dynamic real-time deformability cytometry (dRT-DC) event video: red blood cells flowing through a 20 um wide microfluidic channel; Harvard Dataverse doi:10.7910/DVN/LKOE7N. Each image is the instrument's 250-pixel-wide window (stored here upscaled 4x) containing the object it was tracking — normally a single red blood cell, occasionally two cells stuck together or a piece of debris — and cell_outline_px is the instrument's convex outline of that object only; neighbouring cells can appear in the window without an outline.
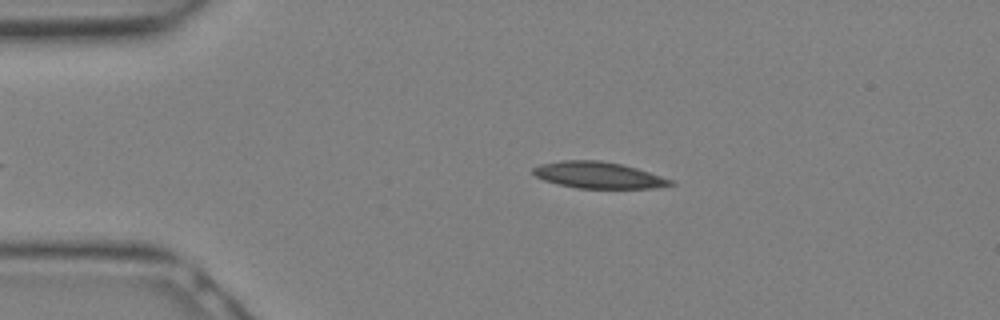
{"species": "Egyptian fruit bat (a non-hibernating species)", "species_latin": "Rousettus aegyptiacus", "temperature_condition": "warm", "stored_images_in_passage": 10, "camera_frame_rate_fps": 3000, "um_per_image_px": 0.085, "animal": {"sex": "female"}, "frame": {"image": 1, "passage_image": 2, "time_ms": 0.333, "image_size_px": [1000, 320], "cell_outline_px": [[676, 184], [656, 188], [576, 188], [544, 180], [536, 176], [532, 172], [532, 168], [540, 164], [564, 160], [600, 160], [620, 164], [636, 168], [672, 180]], "centroid_in_image_um": [50.85, 14.88], "position_along_channel_um": 34.1, "area_um2": 20.98}}
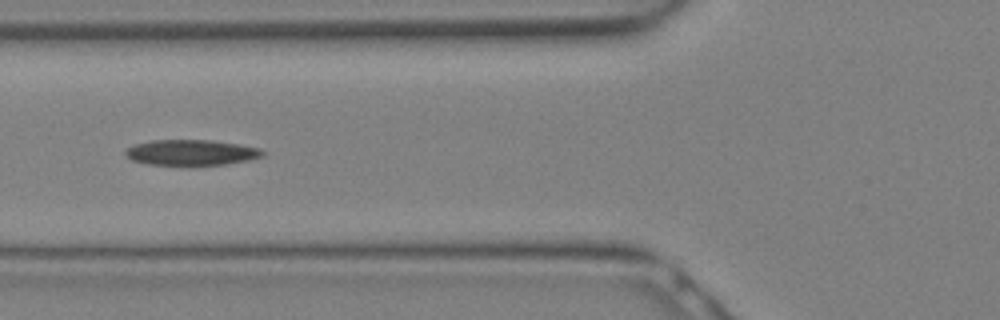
{"frame": {"image": 2, "passage_image": 7, "time_ms": 2.0, "image_size_px": [1000, 320], "cell_outline_px": [[268, 152], [264, 156], [248, 160], [224, 164], [188, 168], [148, 164], [132, 160], [124, 156], [124, 152], [132, 144], [152, 140], [212, 140], [240, 144], [260, 148]], "centroid_in_image_um": [16.25, 13.0], "position_along_channel_um": 109.5, "area_um2": 21.56}}
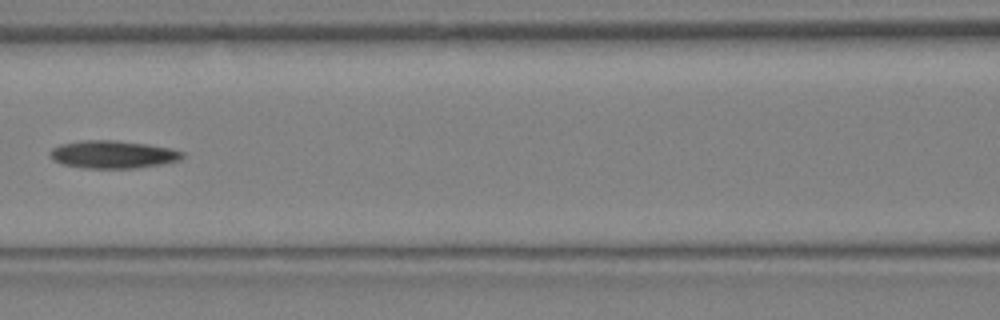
{"frame": {"image": 3, "passage_image": 9, "time_ms": 2.667, "image_size_px": [1000, 320], "cell_outline_px": [[184, 156], [180, 160], [160, 164], [136, 168], [84, 168], [64, 164], [52, 160], [48, 152], [52, 148], [60, 144], [80, 140], [116, 140], [148, 144], [172, 148], [184, 152]], "centroid_in_image_um": [9.59, 13.12], "position_along_channel_um": 157.0, "area_um2": 21.56}}